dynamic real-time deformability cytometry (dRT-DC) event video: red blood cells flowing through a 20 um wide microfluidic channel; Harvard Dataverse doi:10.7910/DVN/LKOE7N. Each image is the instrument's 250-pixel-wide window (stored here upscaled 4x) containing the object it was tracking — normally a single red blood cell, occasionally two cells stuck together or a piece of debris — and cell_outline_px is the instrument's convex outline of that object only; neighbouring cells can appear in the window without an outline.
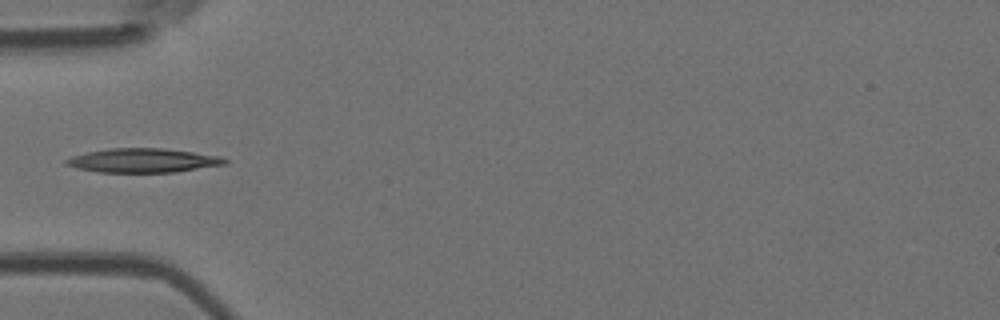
{"species": "Egyptian fruit bat (a non-hibernating species)", "species_latin": "Rousettus aegyptiacus", "temperature_condition": "room temperature", "stored_images_in_passage": 5, "camera_frame_rate_fps": 3000, "um_per_image_px": 0.085, "animal": {"sex": "female"}, "frame": {"image": 1, "passage_image": 4, "time_ms": 3.667, "image_size_px": [1000, 320], "cell_outline_px": [[228, 164], [176, 172], [100, 172], [76, 168], [64, 164], [64, 160], [72, 156], [88, 152], [108, 148], [160, 148], [192, 152], [220, 156], [228, 160]], "centroid_in_image_um": [12.16, 13.64], "position_along_channel_um": 72.8, "area_um2": 22.25}}
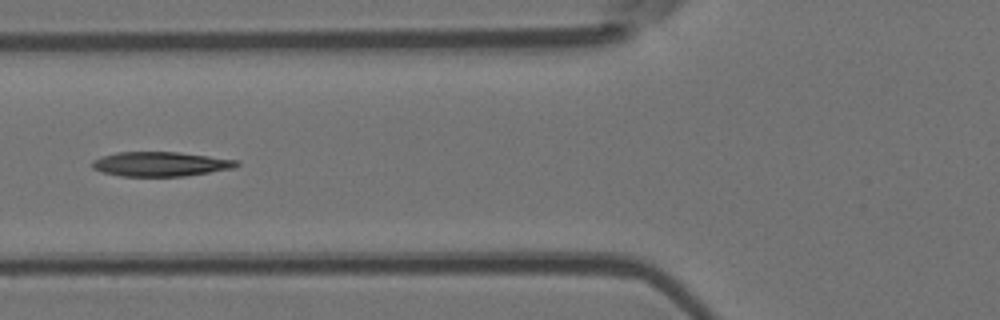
{"frame": {"image": 2, "passage_image": 5, "time_ms": 4.667, "image_size_px": [1000, 320], "cell_outline_px": [[240, 164], [232, 168], [184, 176], [120, 176], [100, 172], [92, 168], [92, 160], [116, 152], [176, 152], [240, 160]], "centroid_in_image_um": [13.61, 13.94], "position_along_channel_um": 112.2, "area_um2": 20.52}}